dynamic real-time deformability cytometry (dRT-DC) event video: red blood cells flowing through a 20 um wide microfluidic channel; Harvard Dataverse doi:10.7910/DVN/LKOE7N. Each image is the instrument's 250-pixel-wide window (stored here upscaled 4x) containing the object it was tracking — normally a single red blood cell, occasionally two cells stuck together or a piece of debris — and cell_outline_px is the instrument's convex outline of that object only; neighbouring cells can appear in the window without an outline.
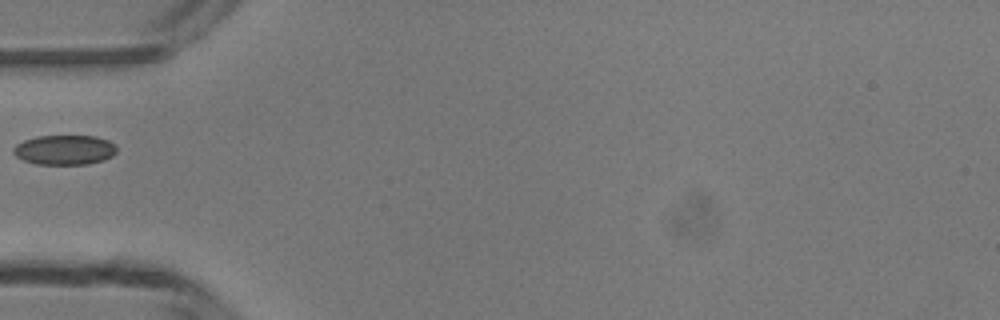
{"species": "common noctule bat (a hibernating species)", "species_latin": "Nyctalus noctula", "temperature_condition": "room temperature", "stored_images_in_passage": 1, "camera_frame_rate_fps": 3000, "um_per_image_px": 0.085, "animal": {"sex": "male", "body_mass_g": 13.3}, "frame": {"image": 1, "passage_image": 1, "time_ms": 0.0, "image_size_px": [1000, 320], "cell_outline_px": [[116, 152], [112, 156], [104, 160], [88, 164], [36, 164], [24, 160], [16, 156], [12, 152], [12, 148], [16, 144], [24, 140], [36, 136], [96, 136], [108, 140], [116, 144]], "centroid_in_image_um": [5.49, 12.73], "position_along_channel_um": 79.5, "area_um2": 18.03}}